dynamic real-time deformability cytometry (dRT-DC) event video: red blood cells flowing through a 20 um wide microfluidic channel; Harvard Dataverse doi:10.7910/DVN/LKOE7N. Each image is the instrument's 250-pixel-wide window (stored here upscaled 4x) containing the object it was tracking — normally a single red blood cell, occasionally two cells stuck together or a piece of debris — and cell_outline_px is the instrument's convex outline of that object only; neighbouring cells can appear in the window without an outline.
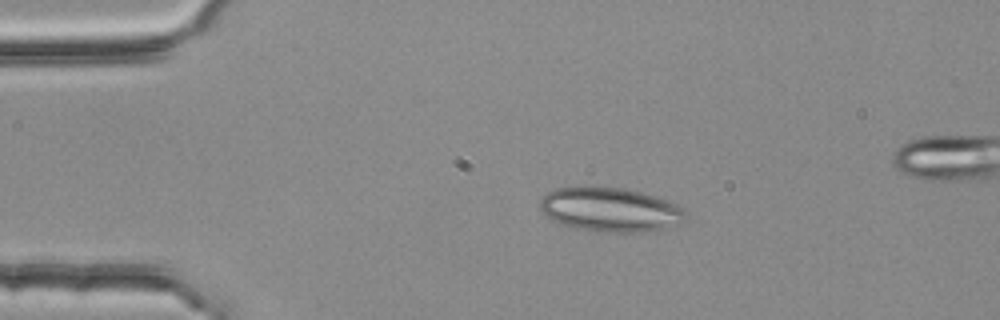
{"species": "common noctule bat (a hibernating species)", "species_latin": "Nyctalus noctula", "temperature_condition": "room temperature", "stored_images_in_passage": 4, "segment_of_instrument_passage": [1, 2], "camera_frame_rate_fps": 3000, "um_per_image_px": 0.085, "animal": {"sex": "female", "body_mass_g": 25.1}, "frame": {"image": 1, "passage_image": 2, "time_ms": 0.333, "image_size_px": [1000, 320], "cell_outline_px": [[688, 212], [684, 220], [680, 224], [656, 232], [600, 232], [576, 228], [560, 224], [552, 220], [540, 208], [540, 200], [548, 192], [556, 188], [620, 188], [640, 192], [668, 200], [684, 208]], "centroid_in_image_um": [51.95, 17.86], "position_along_channel_um": 33.0, "area_um2": 37.45}}